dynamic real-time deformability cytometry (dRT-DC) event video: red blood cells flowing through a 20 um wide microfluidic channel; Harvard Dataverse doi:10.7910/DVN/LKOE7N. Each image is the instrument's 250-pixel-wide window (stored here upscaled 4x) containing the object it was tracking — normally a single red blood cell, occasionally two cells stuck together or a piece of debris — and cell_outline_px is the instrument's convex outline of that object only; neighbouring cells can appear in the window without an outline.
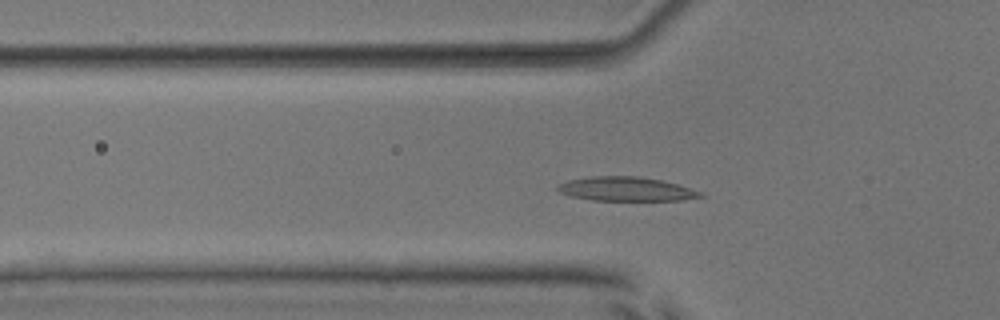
{"species": "common noctule bat (a hibernating species)", "species_latin": "Nyctalus noctula", "temperature_condition": "room temperature", "stored_images_in_passage": 49, "segment_of_instrument_passage": [1, 2], "camera_frame_rate_fps": 3000, "um_per_image_px": 0.085, "animal": {"sex": "male", "body_mass_g": 17.9, "forearm_length_mm": 54.2}, "frame": {"image": 1, "passage_image": 14, "time_ms": 4.333, "image_size_px": [1000, 320], "cell_outline_px": [[704, 196], [680, 200], [592, 200], [572, 196], [560, 192], [556, 188], [556, 184], [568, 180], [592, 176], [640, 176], [660, 180], [676, 184], [704, 192]], "centroid_in_image_um": [53.2, 16.06], "position_along_channel_um": 72.6, "area_um2": 19.94}}
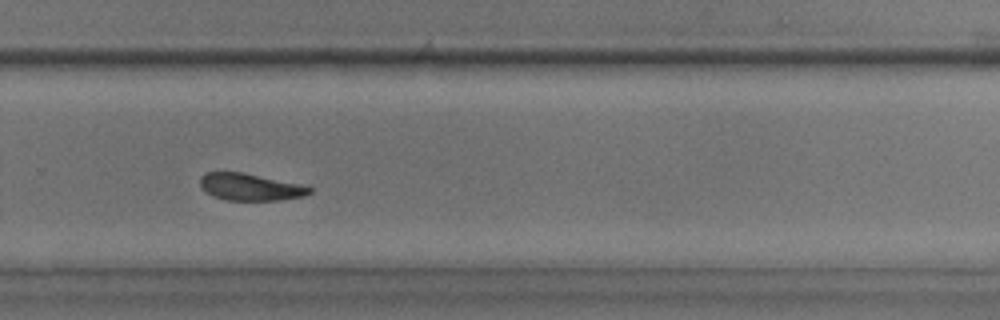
{"frame": {"image": 2, "passage_image": 32, "time_ms": 10.333, "image_size_px": [1000, 320], "cell_outline_px": [[312, 192], [304, 196], [280, 200], [224, 200], [212, 196], [200, 188], [200, 176], [204, 172], [244, 172], [304, 184], [312, 188]], "centroid_in_image_um": [21.27, 15.88], "position_along_channel_um": 308.5, "area_um2": 17.63}}
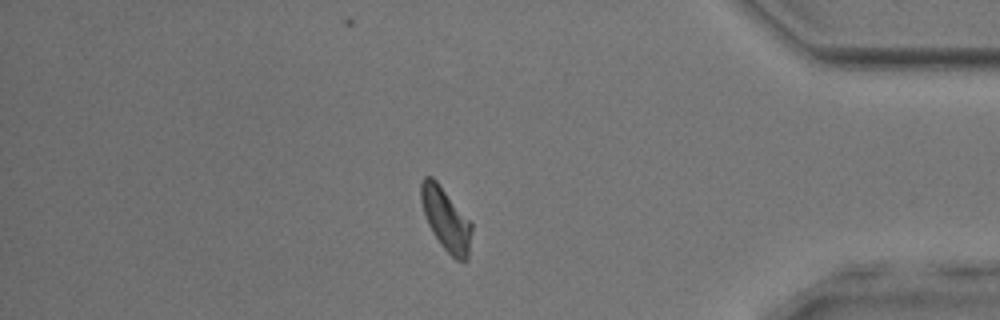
{"frame": {"image": 3, "passage_image": 41, "time_ms": 13.333, "image_size_px": [1000, 320], "cell_outline_px": [[472, 232], [468, 260], [456, 260], [440, 244], [432, 232], [428, 224], [420, 200], [420, 184], [424, 176], [432, 176], [436, 180], [472, 220]], "centroid_in_image_um": [37.92, 18.61], "position_along_channel_um": 397.3, "area_um2": 18.84}}